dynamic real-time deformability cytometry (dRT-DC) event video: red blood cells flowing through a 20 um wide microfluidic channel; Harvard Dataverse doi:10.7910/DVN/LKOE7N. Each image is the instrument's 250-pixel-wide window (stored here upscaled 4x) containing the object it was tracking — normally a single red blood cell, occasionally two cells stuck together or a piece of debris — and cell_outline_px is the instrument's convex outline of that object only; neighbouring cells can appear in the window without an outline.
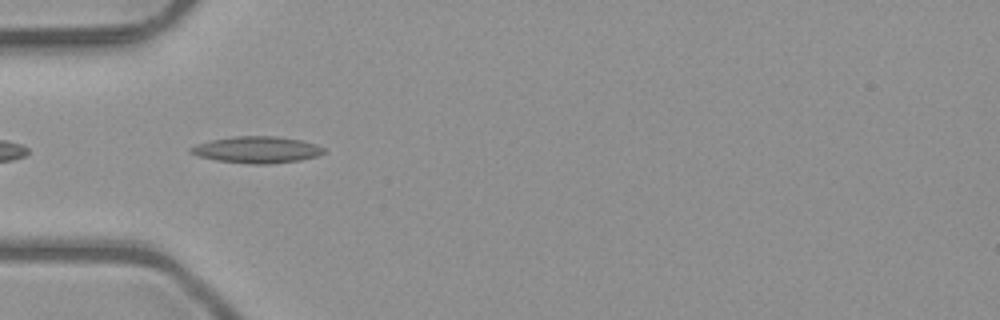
{"species": "common noctule bat (a hibernating species)", "species_latin": "Nyctalus noctula", "temperature_condition": "room temperature", "stored_images_in_passage": 5, "camera_frame_rate_fps": 3000, "um_per_image_px": 0.085, "animal": {"sex": "male", "body_mass_g": 23.1, "forearm_length_mm": 52.7}, "frame": {"image": 1, "passage_image": 2, "time_ms": 0.333, "image_size_px": [1000, 320], "cell_outline_px": [[324, 152], [316, 156], [300, 160], [268, 164], [248, 164], [216, 160], [196, 156], [188, 152], [188, 148], [196, 144], [212, 140], [232, 136], [276, 136], [300, 140], [316, 144], [324, 148]], "centroid_in_image_um": [21.78, 12.73], "position_along_channel_um": 63.2, "area_um2": 20.69}}